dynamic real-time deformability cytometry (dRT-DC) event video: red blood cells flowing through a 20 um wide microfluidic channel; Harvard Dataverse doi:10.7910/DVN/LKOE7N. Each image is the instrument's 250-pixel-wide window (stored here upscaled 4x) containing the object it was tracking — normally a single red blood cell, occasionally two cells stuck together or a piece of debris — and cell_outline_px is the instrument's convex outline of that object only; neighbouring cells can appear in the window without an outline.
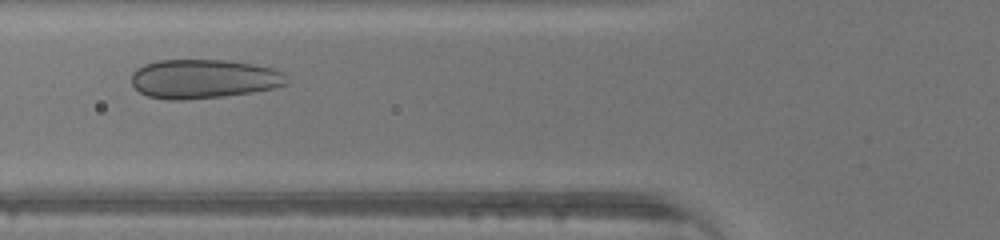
{"species": "human", "species_latin": "Homo sapiens", "temperature_condition": "warm", "stored_images_in_passage": 28, "camera_frame_rate_fps": 3000, "um_per_image_px": 0.085, "donor": {"sex": "male"}, "frame": {"image": 1, "passage_image": 8, "time_ms": 2.333, "image_size_px": [1000, 240], "cell_outline_px": [[288, 84], [272, 88], [252, 92], [224, 96], [184, 100], [168, 100], [148, 96], [140, 92], [132, 84], [132, 72], [136, 68], [144, 64], [160, 60], [224, 60], [252, 64], [272, 68], [284, 72], [288, 80]], "centroid_in_image_um": [17.3, 6.71], "position_along_channel_um": 108.5, "area_um2": 35.43}}
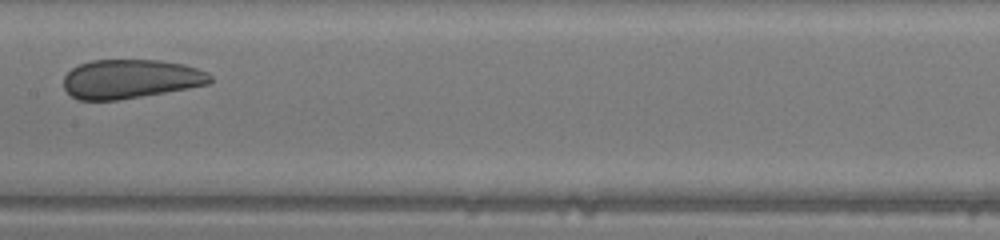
{"frame": {"image": 2, "passage_image": 14, "time_ms": 4.333, "image_size_px": [1000, 240], "cell_outline_px": [[212, 80], [208, 84], [188, 88], [116, 100], [76, 100], [64, 88], [64, 76], [72, 68], [80, 64], [92, 60], [160, 60], [184, 64], [208, 72], [212, 76]], "centroid_in_image_um": [11.09, 6.7], "position_along_channel_um": 196.3, "area_um2": 33.23}}
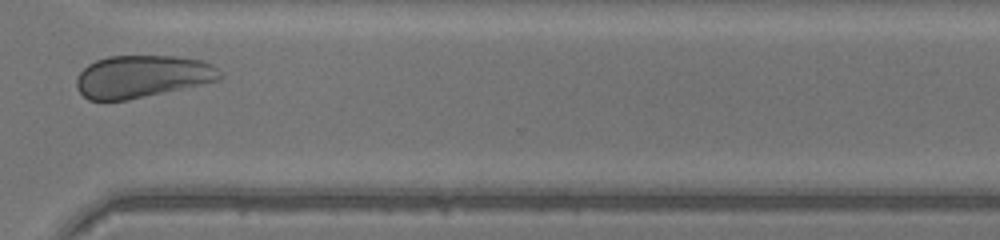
{"frame": {"image": 3, "passage_image": 25, "time_ms": 8.0, "image_size_px": [1000, 240], "cell_outline_px": [[224, 76], [220, 80], [128, 100], [88, 100], [76, 88], [76, 80], [80, 72], [88, 64], [96, 60], [108, 56], [176, 56], [204, 60], [212, 64]], "centroid_in_image_um": [12.09, 6.49], "position_along_channel_um": 358.5, "area_um2": 35.49}}